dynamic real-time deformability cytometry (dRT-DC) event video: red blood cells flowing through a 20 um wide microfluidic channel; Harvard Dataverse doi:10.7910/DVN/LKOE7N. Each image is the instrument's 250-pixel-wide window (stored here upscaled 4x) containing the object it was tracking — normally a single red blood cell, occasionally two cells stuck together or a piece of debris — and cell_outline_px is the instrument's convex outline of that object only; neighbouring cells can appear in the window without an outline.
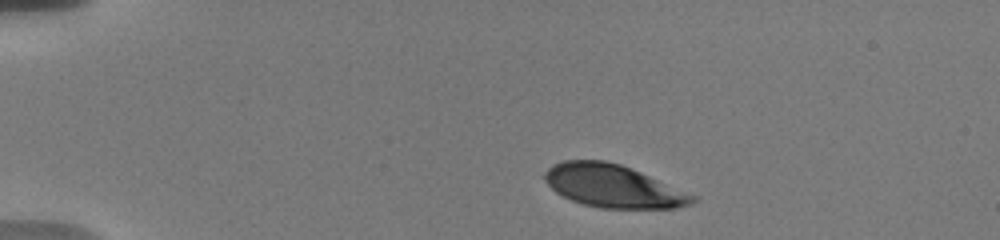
{"species": "human", "species_latin": "Homo sapiens", "temperature_condition": "warm", "stored_images_in_passage": 40, "camera_frame_rate_fps": 3000, "um_per_image_px": 0.085, "donor": {"sex": "male"}, "frame": {"image": 1, "passage_image": 1, "time_ms": 0.0, "image_size_px": [1000, 240], "cell_outline_px": [[696, 200], [692, 204], [676, 208], [600, 208], [584, 204], [572, 200], [556, 192], [544, 180], [544, 172], [552, 164], [564, 160], [604, 160], [620, 164], [640, 172], [696, 196]], "centroid_in_image_um": [52.08, 15.81], "position_along_channel_um": 32.9, "area_um2": 36.53}}
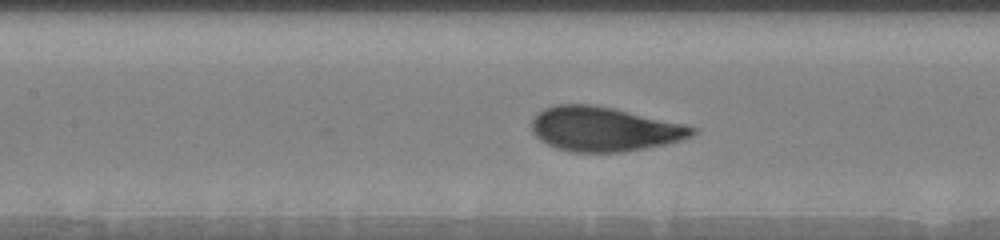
{"frame": {"image": 2, "passage_image": 11, "time_ms": 5.333, "image_size_px": [1000, 240], "cell_outline_px": [[696, 132], [692, 136], [680, 140], [664, 144], [624, 152], [568, 152], [548, 144], [540, 140], [532, 132], [532, 120], [544, 108], [556, 104], [592, 104], [612, 108], [684, 124], [696, 128]], "centroid_in_image_um": [51.33, 10.97], "position_along_channel_um": 156.1, "area_um2": 41.27}}
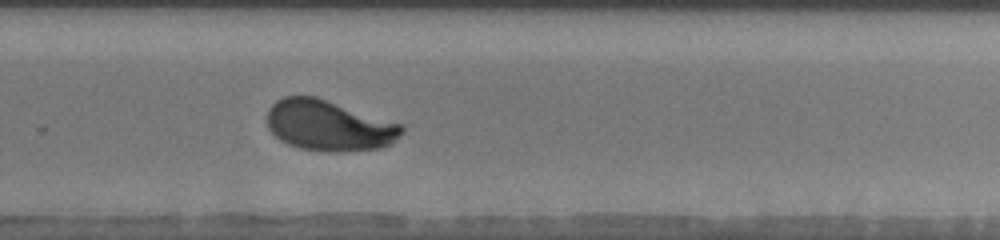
{"frame": {"image": 3, "passage_image": 22, "time_ms": 9.333, "image_size_px": [1000, 240], "cell_outline_px": [[404, 132], [392, 144], [384, 148], [336, 152], [328, 152], [300, 148], [288, 144], [280, 140], [268, 128], [268, 108], [276, 100], [284, 96], [316, 96], [404, 124]], "centroid_in_image_um": [28.0, 10.67], "position_along_channel_um": 301.8, "area_um2": 40.23}, "authors_computed_cell_mechanics": {"area_um2": 40.6623, "velocity_mm_per_s": 3.6529, "shape_relaxation_time_tau1_ms": 3.7606, "shape_relaxation_time_tau2_ms": null, "deformation_change_tau1": 0.1881, "deformation_change_tau2": null}}